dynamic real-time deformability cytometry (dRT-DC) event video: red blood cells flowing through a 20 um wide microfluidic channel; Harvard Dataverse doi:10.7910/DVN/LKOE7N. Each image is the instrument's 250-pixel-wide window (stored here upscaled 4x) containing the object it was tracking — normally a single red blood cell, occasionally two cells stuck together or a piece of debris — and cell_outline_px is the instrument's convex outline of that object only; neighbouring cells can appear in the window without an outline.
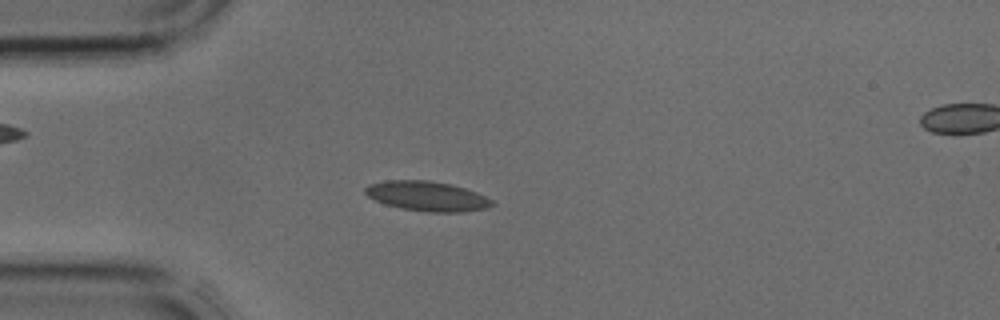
{"species": "common noctule bat (a hibernating species)", "species_latin": "Nyctalus noctula", "temperature_condition": "cold", "stored_images_in_passage": 2, "segment_of_instrument_passage": [1, 2], "camera_frame_rate_fps": 3000, "um_per_image_px": 0.085, "animal": {"sex": "male", "body_mass_g": 17.9, "forearm_length_mm": 54.2}, "frame": {"image": 1, "passage_image": 1, "time_ms": 0.0, "image_size_px": [1000, 320], "cell_outline_px": [[496, 204], [488, 208], [460, 212], [428, 212], [400, 208], [376, 200], [368, 196], [364, 192], [364, 188], [368, 184], [384, 180], [428, 180], [448, 184], [464, 188], [476, 192], [492, 200]], "centroid_in_image_um": [36.29, 16.67], "position_along_channel_um": 48.7, "area_um2": 21.91}}